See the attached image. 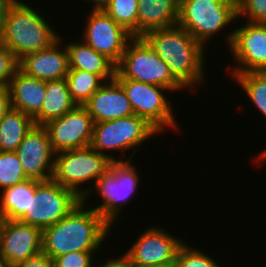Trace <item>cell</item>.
Instances as JSON below:
<instances>
[{"label": "cell", "mask_w": 266, "mask_h": 267, "mask_svg": "<svg viewBox=\"0 0 266 267\" xmlns=\"http://www.w3.org/2000/svg\"><path fill=\"white\" fill-rule=\"evenodd\" d=\"M84 205L81 201L64 218L42 230V252L52 260L70 252L97 251L106 241L111 226Z\"/></svg>", "instance_id": "obj_1"}, {"label": "cell", "mask_w": 266, "mask_h": 267, "mask_svg": "<svg viewBox=\"0 0 266 267\" xmlns=\"http://www.w3.org/2000/svg\"><path fill=\"white\" fill-rule=\"evenodd\" d=\"M142 38L167 64L172 76L184 88H197L202 82L205 83V47L186 29L176 24L149 31Z\"/></svg>", "instance_id": "obj_2"}, {"label": "cell", "mask_w": 266, "mask_h": 267, "mask_svg": "<svg viewBox=\"0 0 266 267\" xmlns=\"http://www.w3.org/2000/svg\"><path fill=\"white\" fill-rule=\"evenodd\" d=\"M48 23L37 9L16 0L4 18L0 42L20 61L30 53L49 47L60 37Z\"/></svg>", "instance_id": "obj_3"}, {"label": "cell", "mask_w": 266, "mask_h": 267, "mask_svg": "<svg viewBox=\"0 0 266 267\" xmlns=\"http://www.w3.org/2000/svg\"><path fill=\"white\" fill-rule=\"evenodd\" d=\"M126 161H115L109 169L94 183L93 187L83 189L82 202H88L91 192L95 191L103 202L93 207L96 212L113 228L120 217L124 205L134 197L140 180L131 158ZM120 213V214H119Z\"/></svg>", "instance_id": "obj_4"}, {"label": "cell", "mask_w": 266, "mask_h": 267, "mask_svg": "<svg viewBox=\"0 0 266 267\" xmlns=\"http://www.w3.org/2000/svg\"><path fill=\"white\" fill-rule=\"evenodd\" d=\"M115 79L159 85L171 92L184 88L172 76L167 64L142 37H134L127 44L120 62L116 65Z\"/></svg>", "instance_id": "obj_5"}, {"label": "cell", "mask_w": 266, "mask_h": 267, "mask_svg": "<svg viewBox=\"0 0 266 267\" xmlns=\"http://www.w3.org/2000/svg\"><path fill=\"white\" fill-rule=\"evenodd\" d=\"M158 133L160 134L146 119L133 114L114 120L94 123L89 146L107 156L112 162L125 161L117 159L110 152L114 150L125 152L136 147V150L131 154V157H134L137 147L139 148L145 140L147 141L153 135H158Z\"/></svg>", "instance_id": "obj_6"}, {"label": "cell", "mask_w": 266, "mask_h": 267, "mask_svg": "<svg viewBox=\"0 0 266 267\" xmlns=\"http://www.w3.org/2000/svg\"><path fill=\"white\" fill-rule=\"evenodd\" d=\"M237 21L236 6L225 0H180L177 24L205 48L207 41ZM232 22V23H231ZM225 27V28H224Z\"/></svg>", "instance_id": "obj_7"}, {"label": "cell", "mask_w": 266, "mask_h": 267, "mask_svg": "<svg viewBox=\"0 0 266 267\" xmlns=\"http://www.w3.org/2000/svg\"><path fill=\"white\" fill-rule=\"evenodd\" d=\"M112 161L92 147L56 153L52 180L71 189L83 198L81 185L95 183L111 166ZM95 181V182H94Z\"/></svg>", "instance_id": "obj_8"}, {"label": "cell", "mask_w": 266, "mask_h": 267, "mask_svg": "<svg viewBox=\"0 0 266 267\" xmlns=\"http://www.w3.org/2000/svg\"><path fill=\"white\" fill-rule=\"evenodd\" d=\"M82 201L71 189L51 180H36L34 196H30L29 213L17 221L33 225L41 230L57 223Z\"/></svg>", "instance_id": "obj_9"}, {"label": "cell", "mask_w": 266, "mask_h": 267, "mask_svg": "<svg viewBox=\"0 0 266 267\" xmlns=\"http://www.w3.org/2000/svg\"><path fill=\"white\" fill-rule=\"evenodd\" d=\"M116 80L124 89L135 115L146 119L160 133H164L169 127L175 130L178 128L171 101L164 96L168 88L130 79Z\"/></svg>", "instance_id": "obj_10"}, {"label": "cell", "mask_w": 266, "mask_h": 267, "mask_svg": "<svg viewBox=\"0 0 266 267\" xmlns=\"http://www.w3.org/2000/svg\"><path fill=\"white\" fill-rule=\"evenodd\" d=\"M228 43L232 58L238 64L231 74L250 71H266V24L247 22L228 33Z\"/></svg>", "instance_id": "obj_11"}, {"label": "cell", "mask_w": 266, "mask_h": 267, "mask_svg": "<svg viewBox=\"0 0 266 267\" xmlns=\"http://www.w3.org/2000/svg\"><path fill=\"white\" fill-rule=\"evenodd\" d=\"M87 16L80 39L117 65L134 37L103 10H92Z\"/></svg>", "instance_id": "obj_12"}, {"label": "cell", "mask_w": 266, "mask_h": 267, "mask_svg": "<svg viewBox=\"0 0 266 267\" xmlns=\"http://www.w3.org/2000/svg\"><path fill=\"white\" fill-rule=\"evenodd\" d=\"M162 227L144 230L124 254L134 267H152L175 264L180 246L185 242Z\"/></svg>", "instance_id": "obj_13"}, {"label": "cell", "mask_w": 266, "mask_h": 267, "mask_svg": "<svg viewBox=\"0 0 266 267\" xmlns=\"http://www.w3.org/2000/svg\"><path fill=\"white\" fill-rule=\"evenodd\" d=\"M55 153L89 147L94 122L83 105L43 125Z\"/></svg>", "instance_id": "obj_14"}, {"label": "cell", "mask_w": 266, "mask_h": 267, "mask_svg": "<svg viewBox=\"0 0 266 267\" xmlns=\"http://www.w3.org/2000/svg\"><path fill=\"white\" fill-rule=\"evenodd\" d=\"M15 152L28 179L51 180L56 153L43 125H34Z\"/></svg>", "instance_id": "obj_15"}, {"label": "cell", "mask_w": 266, "mask_h": 267, "mask_svg": "<svg viewBox=\"0 0 266 267\" xmlns=\"http://www.w3.org/2000/svg\"><path fill=\"white\" fill-rule=\"evenodd\" d=\"M41 252V229L17 220H6L0 243V256L10 267H15Z\"/></svg>", "instance_id": "obj_16"}, {"label": "cell", "mask_w": 266, "mask_h": 267, "mask_svg": "<svg viewBox=\"0 0 266 267\" xmlns=\"http://www.w3.org/2000/svg\"><path fill=\"white\" fill-rule=\"evenodd\" d=\"M61 40L62 37H59L49 47L26 55L19 61V69L26 75L43 81L66 78L70 70L69 55L67 47L60 46Z\"/></svg>", "instance_id": "obj_17"}, {"label": "cell", "mask_w": 266, "mask_h": 267, "mask_svg": "<svg viewBox=\"0 0 266 267\" xmlns=\"http://www.w3.org/2000/svg\"><path fill=\"white\" fill-rule=\"evenodd\" d=\"M94 123L133 115L124 89L114 78L105 82L83 105Z\"/></svg>", "instance_id": "obj_18"}, {"label": "cell", "mask_w": 266, "mask_h": 267, "mask_svg": "<svg viewBox=\"0 0 266 267\" xmlns=\"http://www.w3.org/2000/svg\"><path fill=\"white\" fill-rule=\"evenodd\" d=\"M12 109L34 118L41 110L45 97L46 81L32 78L20 69L8 85Z\"/></svg>", "instance_id": "obj_19"}, {"label": "cell", "mask_w": 266, "mask_h": 267, "mask_svg": "<svg viewBox=\"0 0 266 267\" xmlns=\"http://www.w3.org/2000/svg\"><path fill=\"white\" fill-rule=\"evenodd\" d=\"M180 0H138V37L147 32L175 26Z\"/></svg>", "instance_id": "obj_20"}, {"label": "cell", "mask_w": 266, "mask_h": 267, "mask_svg": "<svg viewBox=\"0 0 266 267\" xmlns=\"http://www.w3.org/2000/svg\"><path fill=\"white\" fill-rule=\"evenodd\" d=\"M66 47L70 69L83 70L99 75L105 82L115 78L116 65L84 41H81V43L69 42Z\"/></svg>", "instance_id": "obj_21"}, {"label": "cell", "mask_w": 266, "mask_h": 267, "mask_svg": "<svg viewBox=\"0 0 266 267\" xmlns=\"http://www.w3.org/2000/svg\"><path fill=\"white\" fill-rule=\"evenodd\" d=\"M77 104L72 100L67 79L46 81L45 97L40 112L33 118L35 125L60 118Z\"/></svg>", "instance_id": "obj_22"}, {"label": "cell", "mask_w": 266, "mask_h": 267, "mask_svg": "<svg viewBox=\"0 0 266 267\" xmlns=\"http://www.w3.org/2000/svg\"><path fill=\"white\" fill-rule=\"evenodd\" d=\"M34 125L32 117L10 108L0 121V151H16Z\"/></svg>", "instance_id": "obj_23"}, {"label": "cell", "mask_w": 266, "mask_h": 267, "mask_svg": "<svg viewBox=\"0 0 266 267\" xmlns=\"http://www.w3.org/2000/svg\"><path fill=\"white\" fill-rule=\"evenodd\" d=\"M36 180L28 179L1 191L0 214L7 220H18L29 213L30 196H34Z\"/></svg>", "instance_id": "obj_24"}, {"label": "cell", "mask_w": 266, "mask_h": 267, "mask_svg": "<svg viewBox=\"0 0 266 267\" xmlns=\"http://www.w3.org/2000/svg\"><path fill=\"white\" fill-rule=\"evenodd\" d=\"M66 79L70 96L77 105H84V103L105 83L99 75L75 69L69 70Z\"/></svg>", "instance_id": "obj_25"}, {"label": "cell", "mask_w": 266, "mask_h": 267, "mask_svg": "<svg viewBox=\"0 0 266 267\" xmlns=\"http://www.w3.org/2000/svg\"><path fill=\"white\" fill-rule=\"evenodd\" d=\"M238 85L245 91L252 104L263 118H266V71H250L239 74H232Z\"/></svg>", "instance_id": "obj_26"}, {"label": "cell", "mask_w": 266, "mask_h": 267, "mask_svg": "<svg viewBox=\"0 0 266 267\" xmlns=\"http://www.w3.org/2000/svg\"><path fill=\"white\" fill-rule=\"evenodd\" d=\"M103 11L133 37H138V0H110Z\"/></svg>", "instance_id": "obj_27"}, {"label": "cell", "mask_w": 266, "mask_h": 267, "mask_svg": "<svg viewBox=\"0 0 266 267\" xmlns=\"http://www.w3.org/2000/svg\"><path fill=\"white\" fill-rule=\"evenodd\" d=\"M28 180L15 151H0V190Z\"/></svg>", "instance_id": "obj_28"}, {"label": "cell", "mask_w": 266, "mask_h": 267, "mask_svg": "<svg viewBox=\"0 0 266 267\" xmlns=\"http://www.w3.org/2000/svg\"><path fill=\"white\" fill-rule=\"evenodd\" d=\"M208 254L190 247L185 241L179 248L175 265L176 267H222Z\"/></svg>", "instance_id": "obj_29"}, {"label": "cell", "mask_w": 266, "mask_h": 267, "mask_svg": "<svg viewBox=\"0 0 266 267\" xmlns=\"http://www.w3.org/2000/svg\"><path fill=\"white\" fill-rule=\"evenodd\" d=\"M236 9L237 19L246 17L247 22L266 24V0H239Z\"/></svg>", "instance_id": "obj_30"}, {"label": "cell", "mask_w": 266, "mask_h": 267, "mask_svg": "<svg viewBox=\"0 0 266 267\" xmlns=\"http://www.w3.org/2000/svg\"><path fill=\"white\" fill-rule=\"evenodd\" d=\"M19 70V60L0 42V86L8 87L10 80Z\"/></svg>", "instance_id": "obj_31"}, {"label": "cell", "mask_w": 266, "mask_h": 267, "mask_svg": "<svg viewBox=\"0 0 266 267\" xmlns=\"http://www.w3.org/2000/svg\"><path fill=\"white\" fill-rule=\"evenodd\" d=\"M96 251H78L60 255L53 259L54 267H95L93 266Z\"/></svg>", "instance_id": "obj_32"}, {"label": "cell", "mask_w": 266, "mask_h": 267, "mask_svg": "<svg viewBox=\"0 0 266 267\" xmlns=\"http://www.w3.org/2000/svg\"><path fill=\"white\" fill-rule=\"evenodd\" d=\"M15 267H54V261L43 252L18 263Z\"/></svg>", "instance_id": "obj_33"}, {"label": "cell", "mask_w": 266, "mask_h": 267, "mask_svg": "<svg viewBox=\"0 0 266 267\" xmlns=\"http://www.w3.org/2000/svg\"><path fill=\"white\" fill-rule=\"evenodd\" d=\"M95 267H134L131 263L130 259L123 253L118 258H110L107 262H103L102 264L99 262V265L95 264Z\"/></svg>", "instance_id": "obj_34"}, {"label": "cell", "mask_w": 266, "mask_h": 267, "mask_svg": "<svg viewBox=\"0 0 266 267\" xmlns=\"http://www.w3.org/2000/svg\"><path fill=\"white\" fill-rule=\"evenodd\" d=\"M11 108L10 105V94L8 87L0 86V121L4 114Z\"/></svg>", "instance_id": "obj_35"}, {"label": "cell", "mask_w": 266, "mask_h": 267, "mask_svg": "<svg viewBox=\"0 0 266 267\" xmlns=\"http://www.w3.org/2000/svg\"><path fill=\"white\" fill-rule=\"evenodd\" d=\"M16 0H0V32L3 26L4 18L7 14L9 7L15 2Z\"/></svg>", "instance_id": "obj_36"}, {"label": "cell", "mask_w": 266, "mask_h": 267, "mask_svg": "<svg viewBox=\"0 0 266 267\" xmlns=\"http://www.w3.org/2000/svg\"><path fill=\"white\" fill-rule=\"evenodd\" d=\"M92 3V10H103L110 2V0H83Z\"/></svg>", "instance_id": "obj_37"}, {"label": "cell", "mask_w": 266, "mask_h": 267, "mask_svg": "<svg viewBox=\"0 0 266 267\" xmlns=\"http://www.w3.org/2000/svg\"><path fill=\"white\" fill-rule=\"evenodd\" d=\"M6 218L0 214V243H1V238H2V234H3V230H4V224L6 222Z\"/></svg>", "instance_id": "obj_38"}, {"label": "cell", "mask_w": 266, "mask_h": 267, "mask_svg": "<svg viewBox=\"0 0 266 267\" xmlns=\"http://www.w3.org/2000/svg\"><path fill=\"white\" fill-rule=\"evenodd\" d=\"M0 267H10L1 256H0Z\"/></svg>", "instance_id": "obj_39"}, {"label": "cell", "mask_w": 266, "mask_h": 267, "mask_svg": "<svg viewBox=\"0 0 266 267\" xmlns=\"http://www.w3.org/2000/svg\"><path fill=\"white\" fill-rule=\"evenodd\" d=\"M260 162H261V159H263V160H266V148L263 150V152H261V154H260Z\"/></svg>", "instance_id": "obj_40"}, {"label": "cell", "mask_w": 266, "mask_h": 267, "mask_svg": "<svg viewBox=\"0 0 266 267\" xmlns=\"http://www.w3.org/2000/svg\"><path fill=\"white\" fill-rule=\"evenodd\" d=\"M225 1L233 3L236 7L238 6L239 3V0H225Z\"/></svg>", "instance_id": "obj_41"}, {"label": "cell", "mask_w": 266, "mask_h": 267, "mask_svg": "<svg viewBox=\"0 0 266 267\" xmlns=\"http://www.w3.org/2000/svg\"><path fill=\"white\" fill-rule=\"evenodd\" d=\"M152 267H176V265L170 264V265H161V266H152Z\"/></svg>", "instance_id": "obj_42"}]
</instances>
